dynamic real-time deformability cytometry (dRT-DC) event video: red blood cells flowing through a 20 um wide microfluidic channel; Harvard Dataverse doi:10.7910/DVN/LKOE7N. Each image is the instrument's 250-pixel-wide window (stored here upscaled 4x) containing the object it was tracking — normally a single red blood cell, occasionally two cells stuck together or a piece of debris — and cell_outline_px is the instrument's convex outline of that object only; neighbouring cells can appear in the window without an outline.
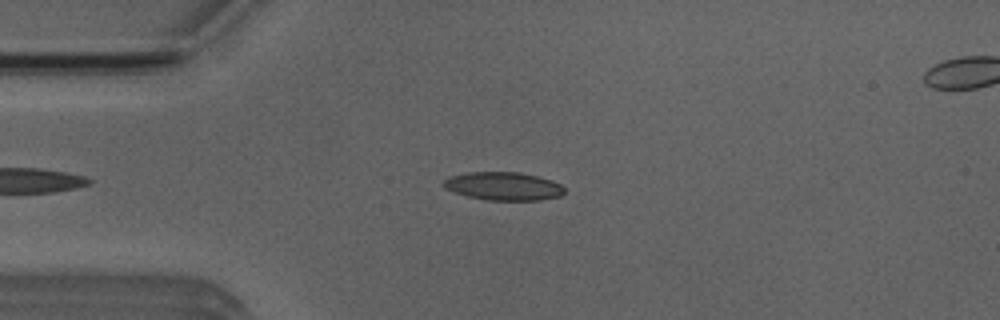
{"species": "Egyptian fruit bat (a non-hibernating species)", "species_latin": "Rousettus aegyptiacus", "temperature_condition": "room temperature", "stored_images_in_passage": 45, "camera_frame_rate_fps": 3000, "um_per_image_px": 0.085, "animal": {"sex": "male"}, "frame": {"image": 1, "passage_image": 10, "time_ms": 3.0, "image_size_px": [1000, 320], "cell_outline_px": [[564, 192], [560, 196], [540, 200], [488, 200], [468, 196], [444, 188], [440, 184], [448, 176], [468, 172], [520, 172], [552, 180], [560, 184], [564, 188]], "centroid_in_image_um": [42.77, 15.81], "position_along_channel_um": 42.2, "area_um2": 19.88}}
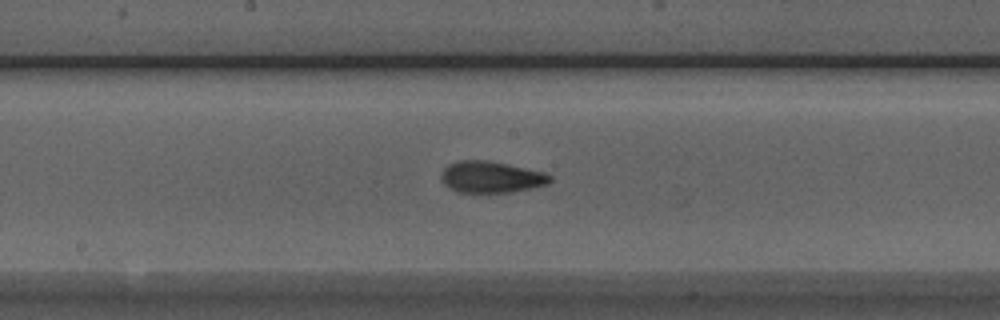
{"frame": {"image": 2, "passage_image": 24, "time_ms": 7.667, "image_size_px": [1000, 320], "cell_outline_px": [[552, 180], [548, 184], [532, 188], [512, 192], [456, 192], [444, 184], [440, 180], [440, 176], [444, 168], [448, 164], [460, 160], [484, 160], [508, 164], [544, 172], [552, 176]], "centroid_in_image_um": [41.74, 15.05], "position_along_channel_um": 206.5, "area_um2": 20.06}}
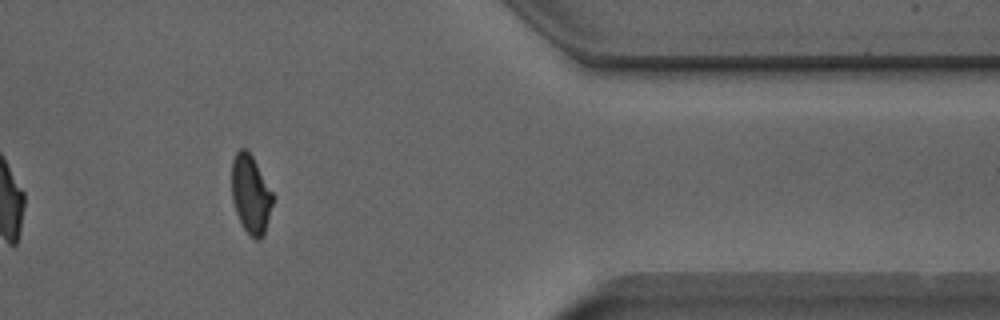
{"frame": {"image": 3, "passage_image": 40, "time_ms": 13.0, "image_size_px": [1000, 320], "cell_outline_px": [[276, 196], [264, 236], [260, 240], [256, 240], [244, 228], [236, 212], [232, 200], [232, 160], [236, 152], [240, 148], [248, 148]], "centroid_in_image_um": [21.35, 16.49], "position_along_channel_um": 390.0, "area_um2": 19.31}, "authors_computed_cell_mechanics": {"area_um2": 19.2474, "velocity_mm_per_s": 3.9349, "shape_relaxation_time_tau1_ms": 7.7788, "shape_relaxation_time_tau2_ms": 1.7777, "deformation_change_tau1": 0.2287, "deformation_change_tau2": 0.0873}}